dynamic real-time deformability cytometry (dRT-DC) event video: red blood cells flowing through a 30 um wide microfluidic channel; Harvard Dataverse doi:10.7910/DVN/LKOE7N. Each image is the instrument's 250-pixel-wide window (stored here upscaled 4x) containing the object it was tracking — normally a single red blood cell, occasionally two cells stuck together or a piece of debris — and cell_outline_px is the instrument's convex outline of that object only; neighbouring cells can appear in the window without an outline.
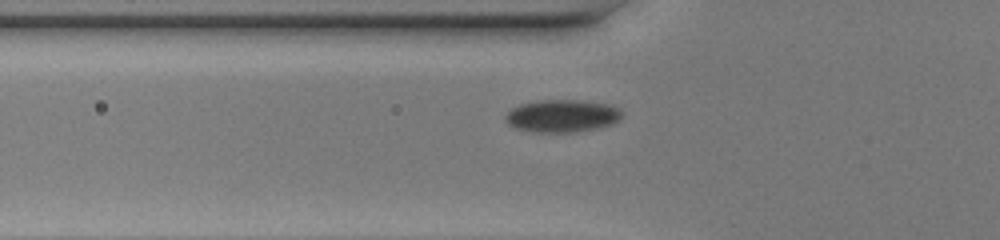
{"species": "common noctule bat (a hibernating species)", "species_latin": "Nyctalus noctula", "temperature_condition": "warm", "stored_images_in_passage": 34, "camera_frame_rate_fps": 3000, "um_per_image_px": 0.085, "animal": {"sex": "female", "body_mass_g": 20.0, "forearm_length_mm": 54.0}, "frame": {"image": 1, "passage_image": 4, "time_ms": 1.0, "image_size_px": [1000, 240], "cell_outline_px": [[620, 120], [612, 124], [596, 128], [572, 132], [536, 132], [516, 128], [508, 124], [504, 120], [504, 116], [512, 108], [520, 104], [536, 100], [576, 100], [608, 104], [620, 108]], "centroid_in_image_um": [47.75, 9.84], "position_along_channel_um": 78.1, "area_um2": 22.02}}
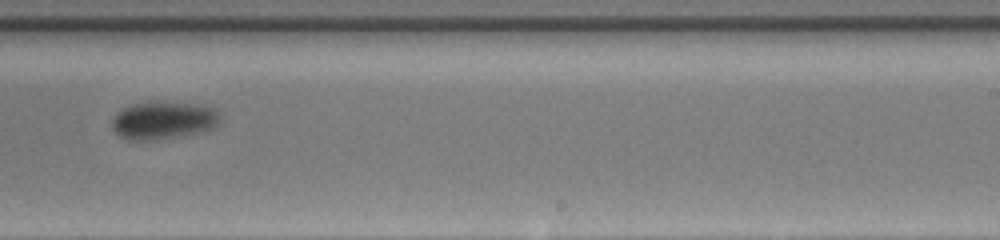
{"frame": {"image": 2, "passage_image": 19, "time_ms": 6.0, "image_size_px": [1000, 240], "cell_outline_px": [[220, 120], [216, 128], [200, 132], [148, 140], [128, 140], [120, 136], [112, 128], [112, 120], [124, 108], [132, 104], [204, 104], [216, 108]], "centroid_in_image_um": [13.94, 10.25], "position_along_channel_um": 275.1, "area_um2": 22.95}}
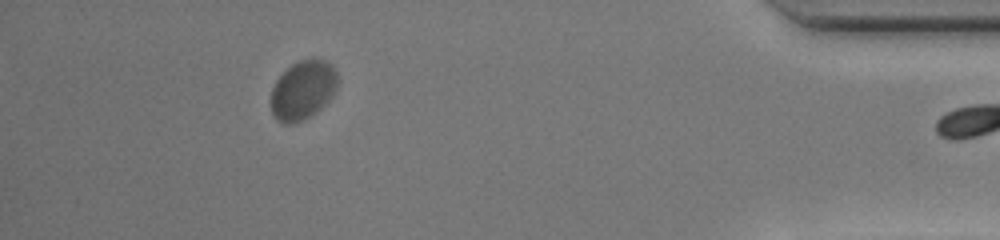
{"frame": {"image": 3, "passage_image": 33, "time_ms": 10.667, "image_size_px": [1000, 240], "cell_outline_px": [[336, 88], [332, 96], [316, 112], [292, 124], [284, 124], [276, 120], [272, 112], [272, 88], [276, 80], [292, 64], [300, 60], [316, 56], [328, 60], [332, 64], [336, 72]], "centroid_in_image_um": [25.76, 7.61], "position_along_channel_um": 409.4, "area_um2": 22.89}, "authors_computed_cell_mechanics": {"area_um2": 23.0622, "velocity_mm_per_s": 3.9456, "shape_relaxation_time_tau1_ms": 1.0235, "shape_relaxation_time_tau2_ms": null, "deformation_change_tau1": 0.0502, "deformation_change_tau2": null}}